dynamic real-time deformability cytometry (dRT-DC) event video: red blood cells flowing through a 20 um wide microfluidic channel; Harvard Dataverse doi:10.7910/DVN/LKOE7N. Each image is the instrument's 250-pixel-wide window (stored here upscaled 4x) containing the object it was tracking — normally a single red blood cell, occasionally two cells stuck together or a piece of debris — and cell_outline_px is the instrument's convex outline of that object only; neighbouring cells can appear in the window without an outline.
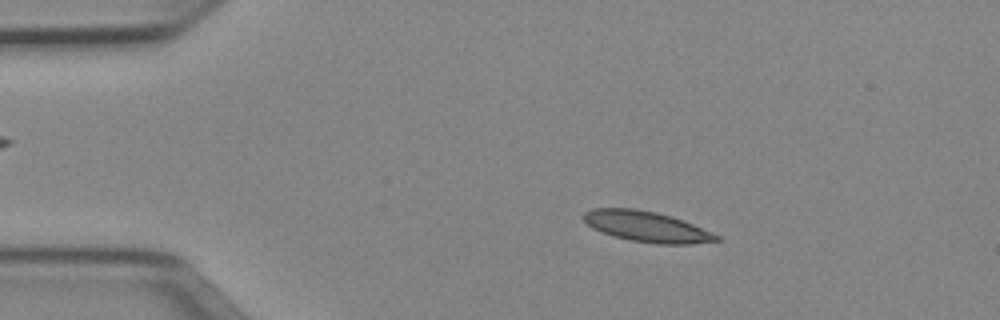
{"species": "Egyptian fruit bat (a non-hibernating species)", "species_latin": "Rousettus aegyptiacus", "temperature_condition": "cold", "stored_images_in_passage": 47, "camera_frame_rate_fps": 3000, "um_per_image_px": 0.085, "animal": {"sex": "female"}, "frame": {"image": 1, "passage_image": 5, "time_ms": 1.333, "image_size_px": [1000, 320], "cell_outline_px": [[720, 240], [688, 244], [660, 244], [628, 240], [612, 236], [592, 228], [584, 220], [584, 212], [592, 208], [636, 208], [656, 212], [672, 216], [692, 224], [720, 236]], "centroid_in_image_um": [54.93, 19.25], "position_along_channel_um": 30.1, "area_um2": 23.58}}
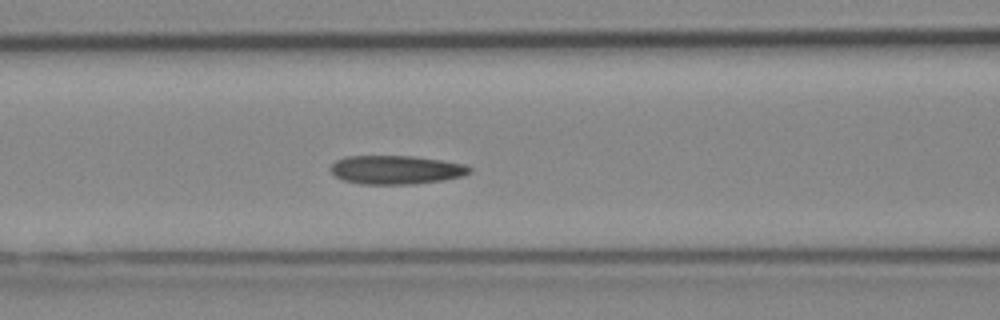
{"frame": {"image": 2, "passage_image": 17, "time_ms": 5.333, "image_size_px": [1000, 320], "cell_outline_px": [[472, 172], [464, 176], [444, 180], [412, 184], [360, 184], [344, 180], [336, 176], [328, 168], [336, 160], [344, 156], [412, 156], [440, 160], [464, 164], [472, 168]], "centroid_in_image_um": [33.67, 14.43], "position_along_channel_um": 132.9, "area_um2": 23.35}}
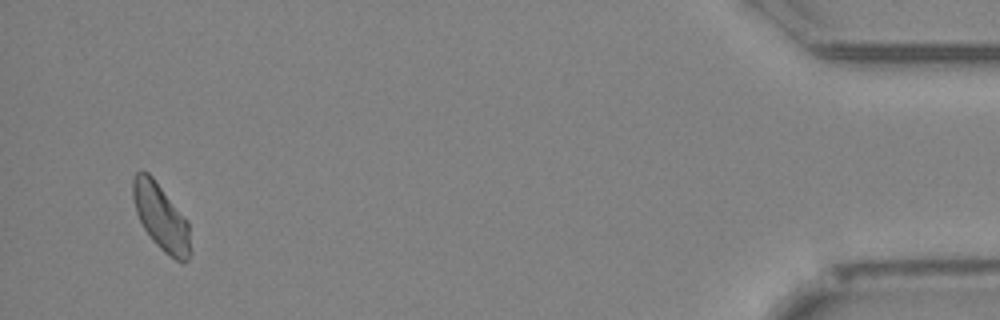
{"frame": {"image": 3, "passage_image": 45, "time_ms": 14.667, "image_size_px": [1000, 320], "cell_outline_px": [[188, 260], [184, 264], [180, 264], [164, 252], [152, 240], [144, 228], [136, 212], [132, 196], [132, 176], [136, 172], [148, 172], [152, 176], [188, 220]], "centroid_in_image_um": [13.66, 18.44], "position_along_channel_um": 421.5, "area_um2": 22.02}, "authors_computed_cell_mechanics": {"area_um2": 22.831, "velocity_mm_per_s": 3.9232, "shape_relaxation_time_tau1_ms": 9.8953, "shape_relaxation_time_tau2_ms": 6.9047, "deformation_change_tau1": 0.1889, "deformation_change_tau2": 0.1226}}